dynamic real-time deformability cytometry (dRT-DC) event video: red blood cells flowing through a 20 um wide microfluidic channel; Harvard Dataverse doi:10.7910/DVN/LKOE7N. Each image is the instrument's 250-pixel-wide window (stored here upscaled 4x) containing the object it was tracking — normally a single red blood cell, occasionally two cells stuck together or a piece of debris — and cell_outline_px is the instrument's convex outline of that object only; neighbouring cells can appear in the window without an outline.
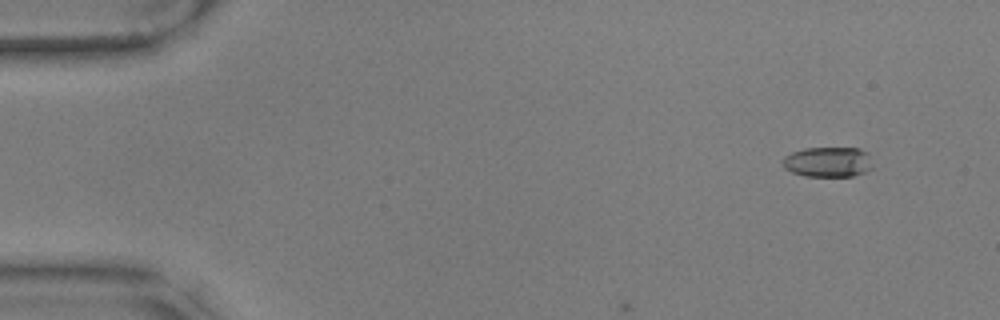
{"species": "common noctule bat (a hibernating species)", "species_latin": "Nyctalus noctula", "temperature_condition": "warm", "stored_images_in_passage": 12, "camera_frame_rate_fps": 3000, "um_per_image_px": 0.085, "animal": {"sex": "male", "body_mass_g": 17.9, "forearm_length_mm": 54.2}, "frame": {"image": 1, "passage_image": 5, "time_ms": 1.333, "image_size_px": [1000, 320], "cell_outline_px": [[872, 168], [864, 172], [852, 176], [804, 176], [792, 172], [784, 168], [780, 160], [784, 156], [792, 152], [804, 148], [860, 148], [868, 152], [872, 164]], "centroid_in_image_um": [70.35, 13.76], "position_along_channel_um": 14.6, "area_um2": 16.01}}